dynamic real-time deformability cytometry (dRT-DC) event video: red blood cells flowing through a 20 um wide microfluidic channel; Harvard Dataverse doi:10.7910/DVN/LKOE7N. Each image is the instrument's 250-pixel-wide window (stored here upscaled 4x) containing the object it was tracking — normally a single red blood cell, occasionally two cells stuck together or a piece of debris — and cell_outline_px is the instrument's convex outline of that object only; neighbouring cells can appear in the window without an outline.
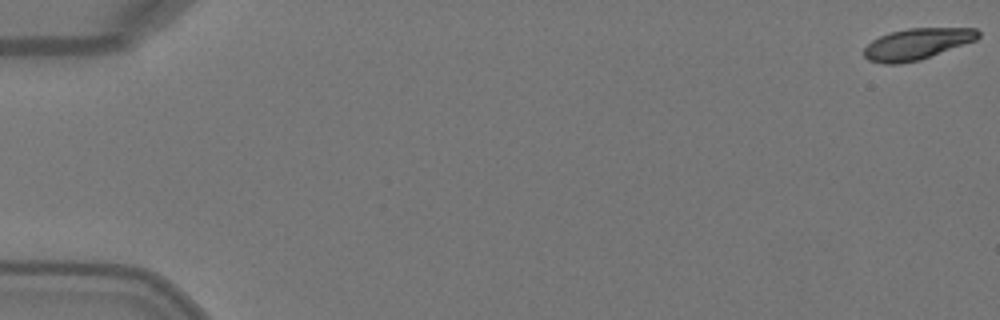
{"species": "Egyptian fruit bat (a non-hibernating species)", "species_latin": "Rousettus aegyptiacus", "temperature_condition": "warm", "stored_images_in_passage": 50, "camera_frame_rate_fps": 3000, "um_per_image_px": 0.085, "animal": {"sex": "female"}, "frame": {"image": 1, "passage_image": 1, "time_ms": 0.0, "image_size_px": [1000, 320], "cell_outline_px": [[980, 36], [976, 40], [920, 60], [900, 64], [884, 64], [868, 60], [864, 56], [864, 48], [872, 40], [880, 36], [892, 32], [908, 28], [976, 28], [980, 32]], "centroid_in_image_um": [77.94, 3.74], "position_along_channel_um": 7.1, "area_um2": 20.75}}
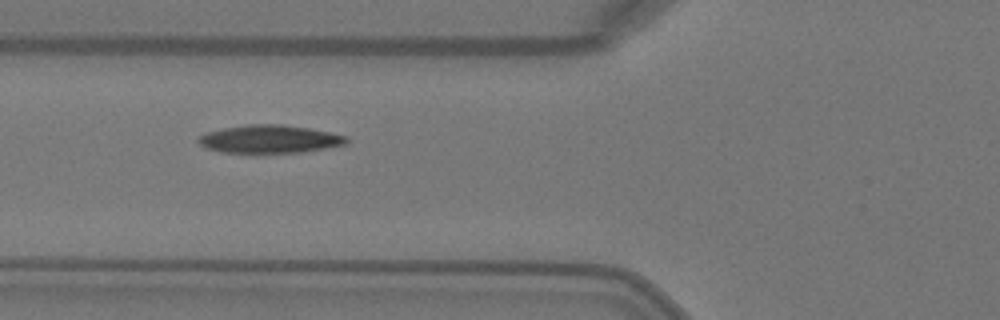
{"frame": {"image": 2, "passage_image": 20, "time_ms": 6.333, "image_size_px": [1000, 320], "cell_outline_px": [[348, 144], [300, 152], [252, 156], [220, 152], [208, 148], [200, 144], [196, 140], [200, 136], [208, 132], [224, 128], [244, 124], [280, 124], [308, 128], [348, 136]], "centroid_in_image_um": [22.88, 11.87], "position_along_channel_um": 102.9, "area_um2": 25.03}}
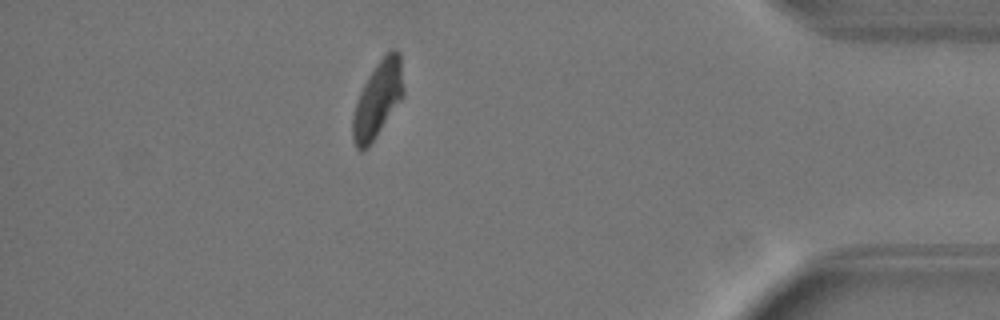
{"frame": {"image": 3, "passage_image": 45, "time_ms": 14.667, "image_size_px": [1000, 320], "cell_outline_px": [[404, 96], [368, 148], [360, 152], [356, 148], [352, 136], [352, 116], [356, 100], [368, 76], [376, 64], [392, 48], [400, 52], [404, 88]], "centroid_in_image_um": [32.1, 8.46], "position_along_channel_um": 403.1, "area_um2": 22.66}, "authors_computed_cell_mechanics": {"area_um2": 23.5535, "velocity_mm_per_s": 4.0787, "shape_relaxation_time_tau1_ms": 4.1938, "shape_relaxation_time_tau2_ms": 3.5404, "deformation_change_tau1": 0.18, "deformation_change_tau2": 0.081}}